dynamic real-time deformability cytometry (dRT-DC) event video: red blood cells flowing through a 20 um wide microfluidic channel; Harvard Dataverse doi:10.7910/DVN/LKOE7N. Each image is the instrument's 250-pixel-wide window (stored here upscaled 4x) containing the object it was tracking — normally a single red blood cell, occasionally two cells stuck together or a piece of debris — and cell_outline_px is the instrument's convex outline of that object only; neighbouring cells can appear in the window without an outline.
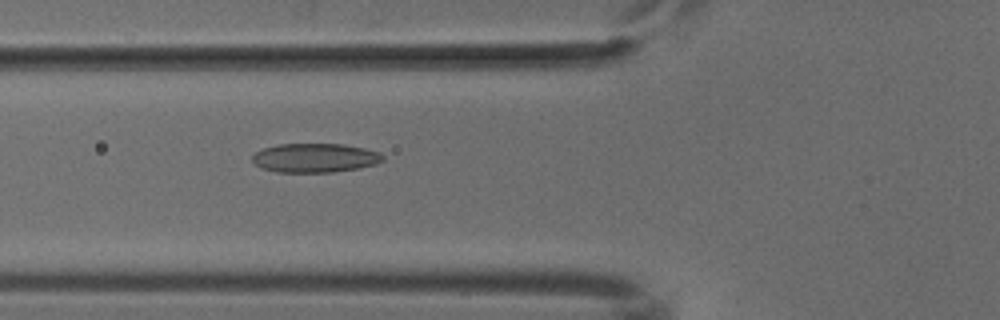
{"species": "common noctule bat (a hibernating species)", "species_latin": "Nyctalus noctula", "temperature_condition": "cold", "stored_images_in_passage": 52, "camera_frame_rate_fps": 3000, "um_per_image_px": 0.085, "animal": {"sex": "male", "body_mass_g": 18.8}, "frame": {"image": 1, "passage_image": 19, "time_ms": 6.0, "image_size_px": [1000, 320], "cell_outline_px": [[384, 160], [376, 164], [360, 168], [332, 172], [276, 172], [260, 168], [252, 160], [252, 156], [256, 152], [264, 148], [276, 144], [344, 144], [364, 148], [380, 152], [384, 156]], "centroid_in_image_um": [26.79, 13.42], "position_along_channel_um": 99.0, "area_um2": 22.25}}
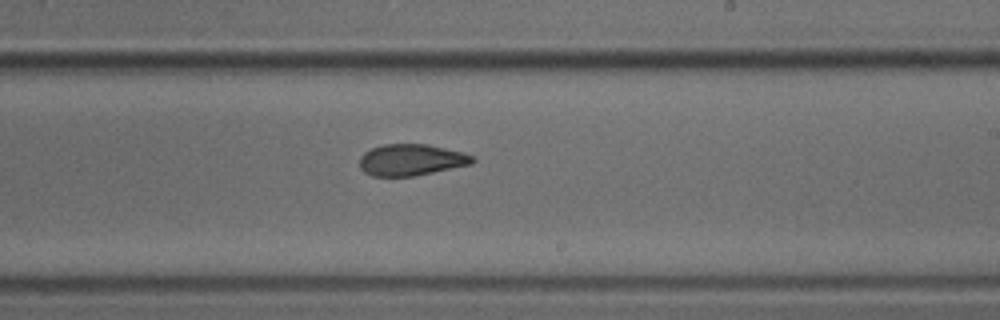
{"frame": {"image": 2, "passage_image": 31, "time_ms": 10.0, "image_size_px": [1000, 320], "cell_outline_px": [[476, 160], [472, 164], [412, 176], [372, 176], [364, 172], [360, 168], [360, 156], [364, 152], [372, 148], [384, 144], [428, 144], [464, 152], [476, 156]], "centroid_in_image_um": [34.98, 13.58], "position_along_channel_um": 254.0, "area_um2": 20.81}}
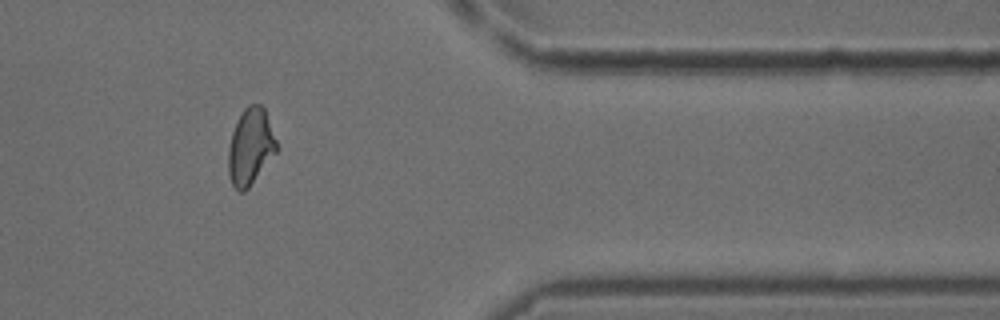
{"frame": {"image": 3, "passage_image": 43, "time_ms": 14.0, "image_size_px": [1000, 320], "cell_outline_px": [[280, 148], [248, 188], [244, 192], [240, 192], [232, 184], [228, 172], [228, 148], [232, 132], [244, 108], [248, 104], [260, 104], [264, 108]], "centroid_in_image_um": [21.3, 12.47], "position_along_channel_um": 390.1, "area_um2": 21.5}}